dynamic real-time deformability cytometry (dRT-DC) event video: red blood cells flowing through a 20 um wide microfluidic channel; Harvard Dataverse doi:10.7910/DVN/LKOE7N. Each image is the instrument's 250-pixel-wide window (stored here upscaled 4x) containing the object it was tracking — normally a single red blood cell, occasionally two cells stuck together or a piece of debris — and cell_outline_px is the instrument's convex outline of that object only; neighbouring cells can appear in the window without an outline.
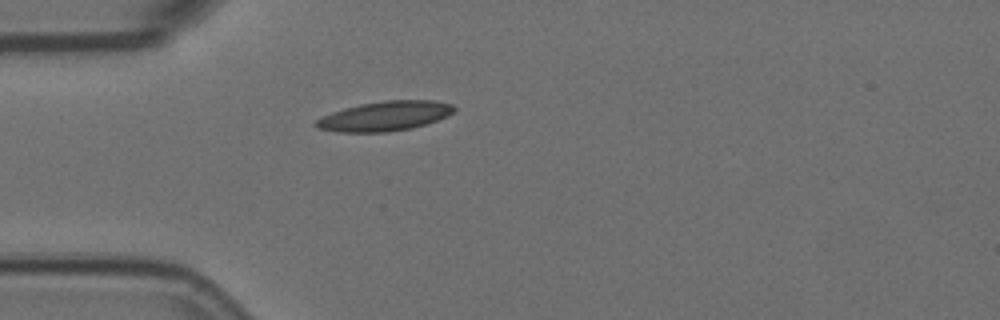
{"species": "Egyptian fruit bat (a non-hibernating species)", "species_latin": "Rousettus aegyptiacus", "temperature_condition": "room temperature", "stored_images_in_passage": 2, "camera_frame_rate_fps": 3000, "um_per_image_px": 0.085, "animal": {"sex": "female"}, "frame": {"image": 1, "passage_image": 2, "time_ms": 0.333, "image_size_px": [1000, 320], "cell_outline_px": [[456, 108], [448, 116], [412, 128], [384, 132], [340, 132], [316, 128], [312, 124], [320, 116], [344, 108], [360, 104], [384, 100], [432, 100], [452, 104]], "centroid_in_image_um": [32.66, 9.86], "position_along_channel_um": 52.3, "area_um2": 23.87}}